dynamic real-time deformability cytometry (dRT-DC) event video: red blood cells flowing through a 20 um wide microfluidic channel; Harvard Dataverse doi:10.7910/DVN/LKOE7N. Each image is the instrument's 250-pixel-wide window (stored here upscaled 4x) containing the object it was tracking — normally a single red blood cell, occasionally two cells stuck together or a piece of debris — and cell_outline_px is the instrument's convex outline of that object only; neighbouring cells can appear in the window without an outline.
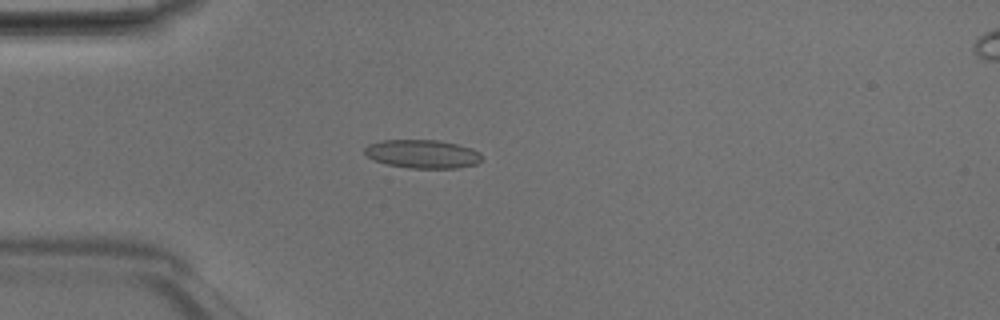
{"species": "Egyptian fruit bat (a non-hibernating species)", "species_latin": "Rousettus aegyptiacus", "temperature_condition": "room temperature", "stored_images_in_passage": 49, "camera_frame_rate_fps": 3000, "um_per_image_px": 0.085, "animal": {"sex": "male"}, "frame": {"image": 1, "passage_image": 14, "time_ms": 4.333, "image_size_px": [1000, 320], "cell_outline_px": [[480, 160], [476, 164], [456, 168], [408, 168], [388, 164], [372, 160], [364, 152], [364, 148], [368, 144], [380, 140], [436, 140], [456, 144], [472, 148], [480, 152]], "centroid_in_image_um": [35.88, 13.08], "position_along_channel_um": 49.1, "area_um2": 19.42}}
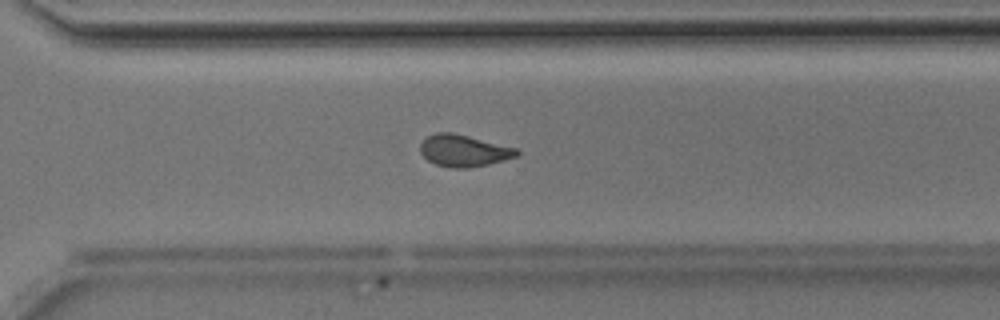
{"frame": {"image": 2, "passage_image": 35, "time_ms": 11.333, "image_size_px": [1000, 320], "cell_outline_px": [[520, 152], [516, 156], [504, 160], [488, 164], [468, 168], [452, 168], [436, 164], [428, 160], [420, 152], [420, 144], [428, 136], [436, 132], [452, 132], [516, 148]], "centroid_in_image_um": [39.4, 12.81], "position_along_channel_um": 331.2, "area_um2": 17.69}}
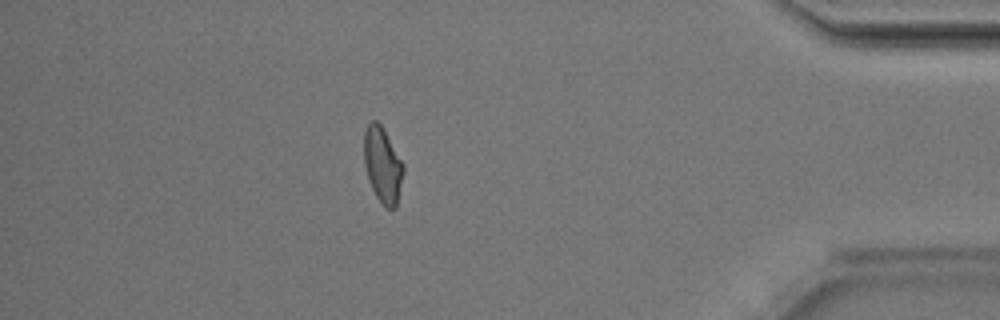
{"frame": {"image": 3, "passage_image": 43, "time_ms": 14.0, "image_size_px": [1000, 320], "cell_outline_px": [[404, 172], [396, 208], [384, 208], [376, 196], [372, 188], [364, 164], [364, 132], [368, 124], [372, 120], [376, 120], [384, 128], [404, 164]], "centroid_in_image_um": [32.54, 14.02], "position_along_channel_um": 402.7, "area_um2": 17.46}, "authors_computed_cell_mechanics": {"area_um2": 18.0336, "velocity_mm_per_s": 4.2239, "shape_relaxation_time_tau1_ms": 3.6419, "shape_relaxation_time_tau2_ms": 1.6562, "deformation_change_tau1": 0.1339, "deformation_change_tau2": 0.088}}